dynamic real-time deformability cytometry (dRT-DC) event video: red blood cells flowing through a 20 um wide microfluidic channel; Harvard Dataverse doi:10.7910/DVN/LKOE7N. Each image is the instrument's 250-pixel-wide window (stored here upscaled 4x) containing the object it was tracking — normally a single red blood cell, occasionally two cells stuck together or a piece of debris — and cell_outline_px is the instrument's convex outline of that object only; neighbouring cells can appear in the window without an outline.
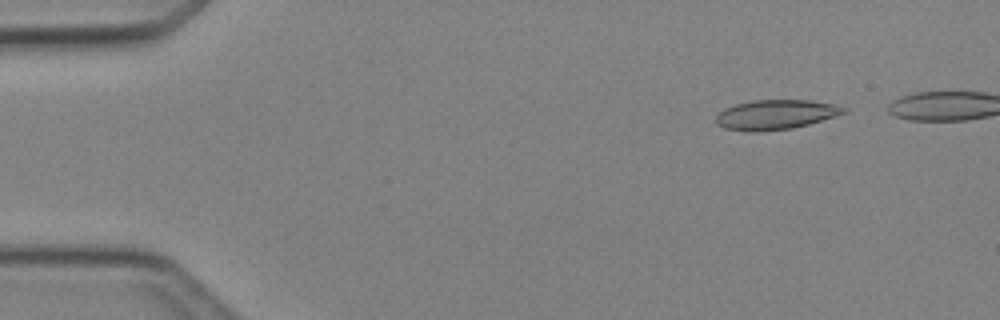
{"species": "Egyptian fruit bat (a non-hibernating species)", "species_latin": "Rousettus aegyptiacus", "temperature_condition": "cold", "stored_images_in_passage": 5, "camera_frame_rate_fps": 3000, "um_per_image_px": 0.085, "animal": {"sex": "female"}, "frame": {"image": 1, "passage_image": 2, "time_ms": 1.0, "image_size_px": [1000, 320], "cell_outline_px": [[848, 112], [808, 124], [792, 128], [756, 132], [748, 132], [724, 128], [716, 124], [716, 116], [724, 108], [736, 104], [752, 100], [812, 100], [836, 104], [848, 108]], "centroid_in_image_um": [65.94, 9.74], "position_along_channel_um": 19.1, "area_um2": 22.25}}